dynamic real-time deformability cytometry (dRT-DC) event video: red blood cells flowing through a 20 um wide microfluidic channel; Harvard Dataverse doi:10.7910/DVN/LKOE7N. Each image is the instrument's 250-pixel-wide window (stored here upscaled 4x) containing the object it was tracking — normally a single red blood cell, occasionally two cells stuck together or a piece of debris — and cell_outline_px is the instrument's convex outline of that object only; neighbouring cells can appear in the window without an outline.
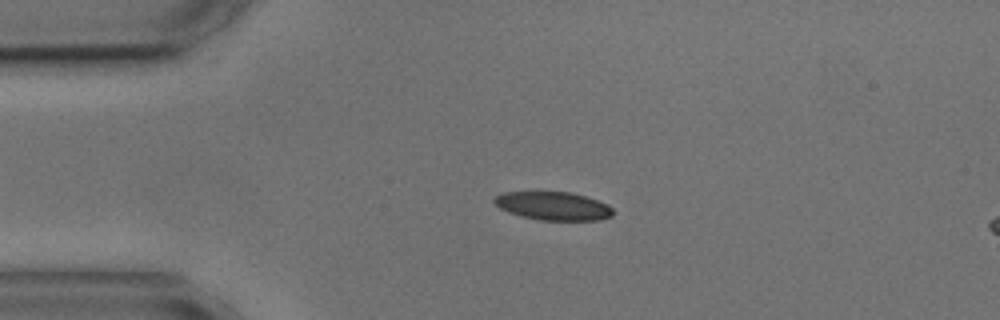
{"species": "common noctule bat (a hibernating species)", "species_latin": "Nyctalus noctula", "temperature_condition": "cold", "stored_images_in_passage": 6, "camera_frame_rate_fps": 3000, "um_per_image_px": 0.085, "animal": {"sex": "male", "body_mass_g": 17.9, "forearm_length_mm": 54.2}, "frame": {"image": 1, "passage_image": 4, "time_ms": 3.667, "image_size_px": [1000, 320], "cell_outline_px": [[612, 216], [600, 220], [540, 220], [520, 216], [508, 212], [500, 208], [492, 200], [496, 196], [504, 192], [568, 192], [584, 196], [608, 204], [612, 208]], "centroid_in_image_um": [47.01, 17.51], "position_along_channel_um": 38.0, "area_um2": 19.48}}